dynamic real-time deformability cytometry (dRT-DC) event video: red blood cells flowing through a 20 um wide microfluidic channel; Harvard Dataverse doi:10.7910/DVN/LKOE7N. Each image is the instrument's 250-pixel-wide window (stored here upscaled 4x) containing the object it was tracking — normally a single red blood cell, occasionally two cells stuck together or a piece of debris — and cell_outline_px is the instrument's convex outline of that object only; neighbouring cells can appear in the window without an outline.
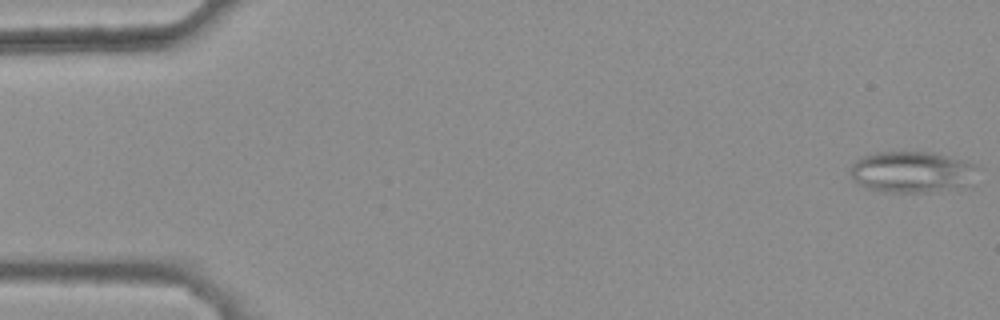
{"species": "common noctule bat (a hibernating species)", "species_latin": "Nyctalus noctula", "temperature_condition": "warm", "stored_images_in_passage": 46, "camera_frame_rate_fps": 3000, "um_per_image_px": 0.085, "animal": {"sex": "female", "body_mass_g": 25.1}, "frame": {"image": 1, "passage_image": 1, "time_ms": 0.0, "image_size_px": [1000, 320], "cell_outline_px": [[976, 168], [968, 184], [960, 188], [932, 192], [880, 192], [868, 188], [860, 184], [848, 172], [852, 164], [856, 160], [864, 156], [876, 152], [936, 152], [976, 164]], "centroid_in_image_um": [77.49, 14.62], "position_along_channel_um": 7.5, "area_um2": 30.58}}
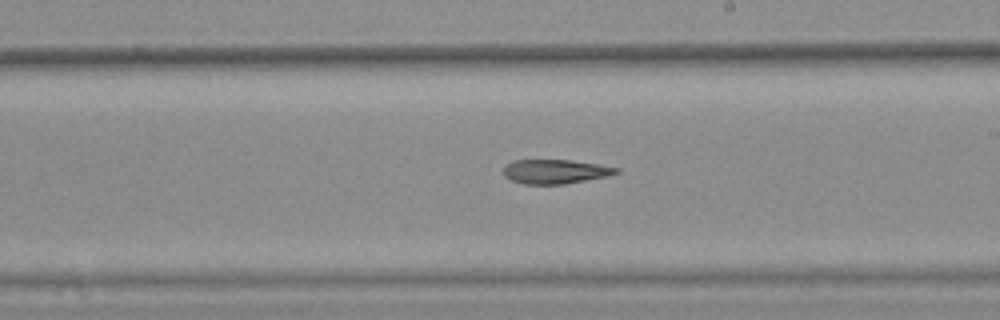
{"frame": {"image": 2, "passage_image": 30, "time_ms": 9.667, "image_size_px": [1000, 320], "cell_outline_px": [[620, 172], [608, 176], [564, 184], [524, 184], [512, 180], [504, 176], [500, 172], [508, 164], [516, 160], [572, 160], [600, 164], [620, 168]], "centroid_in_image_um": [47.22, 14.58], "position_along_channel_um": 241.8, "area_um2": 16.01}}
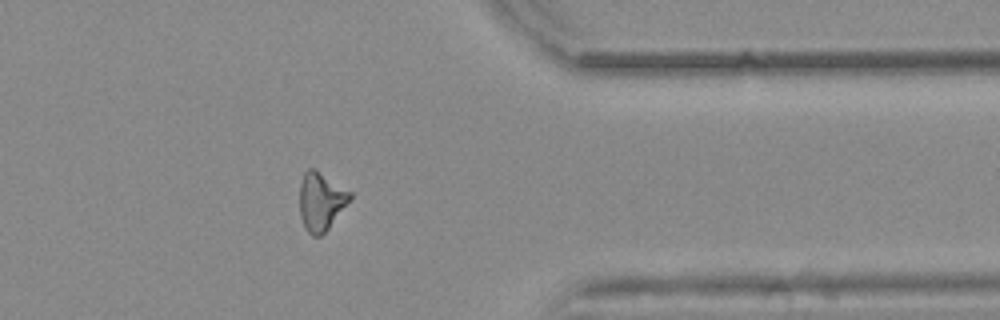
{"frame": {"image": 3, "passage_image": 42, "time_ms": 13.667, "image_size_px": [1000, 320], "cell_outline_px": [[352, 196], [328, 228], [320, 236], [312, 236], [304, 228], [300, 216], [300, 184], [304, 172], [308, 168], [312, 168], [352, 192]], "centroid_in_image_um": [27.25, 17.12], "position_along_channel_um": 384.2, "area_um2": 16.7}}